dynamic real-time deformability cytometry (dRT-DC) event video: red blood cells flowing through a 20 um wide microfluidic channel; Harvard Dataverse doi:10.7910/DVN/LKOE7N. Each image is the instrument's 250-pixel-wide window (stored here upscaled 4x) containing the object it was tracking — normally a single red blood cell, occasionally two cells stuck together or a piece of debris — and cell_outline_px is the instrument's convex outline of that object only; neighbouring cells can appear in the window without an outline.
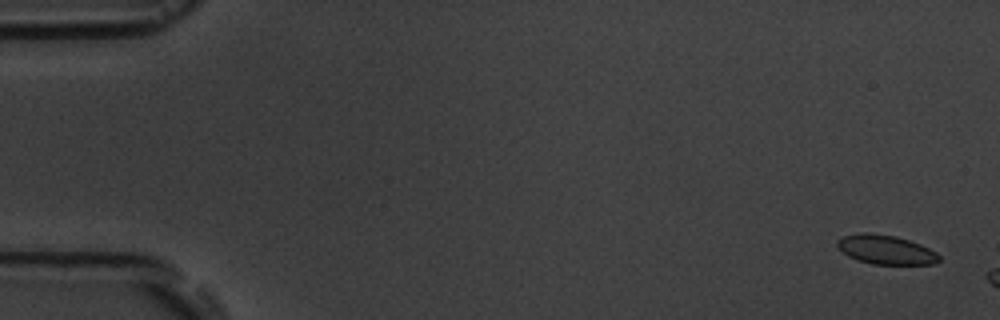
{"species": "common noctule bat (a hibernating species)", "species_latin": "Nyctalus noctula", "temperature_condition": "room temperature", "stored_images_in_passage": 3, "camera_frame_rate_fps": 3000, "um_per_image_px": 0.085, "animal": {"sex": "male", "body_mass_g": 19.5, "forearm_length_mm": 54.6}, "frame": {"image": 1, "passage_image": 1, "time_ms": 0.0, "image_size_px": [1000, 320], "cell_outline_px": [[940, 260], [936, 264], [872, 264], [856, 260], [848, 256], [836, 244], [836, 240], [844, 236], [864, 232], [868, 232], [896, 236], [920, 244], [936, 252], [940, 256]], "centroid_in_image_um": [75.3, 21.22], "position_along_channel_um": 9.7, "area_um2": 17.28}}